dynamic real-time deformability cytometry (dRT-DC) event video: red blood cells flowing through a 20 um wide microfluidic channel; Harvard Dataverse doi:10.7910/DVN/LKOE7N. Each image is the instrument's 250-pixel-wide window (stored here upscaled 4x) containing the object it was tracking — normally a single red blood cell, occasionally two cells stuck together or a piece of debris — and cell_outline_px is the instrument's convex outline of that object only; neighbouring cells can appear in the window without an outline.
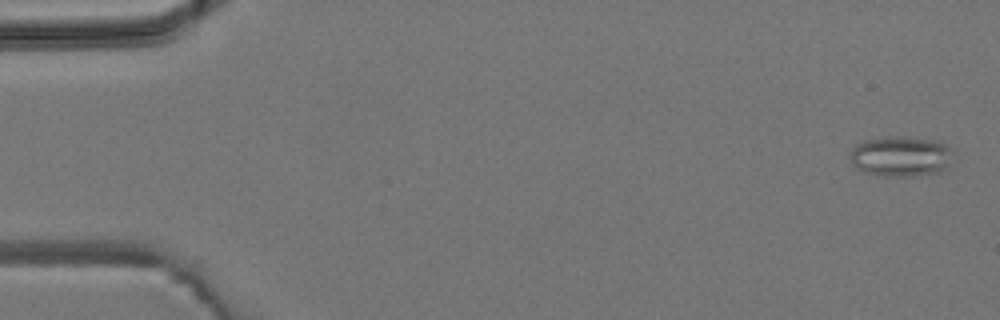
{"species": "common noctule bat (a hibernating species)", "species_latin": "Nyctalus noctula", "temperature_condition": "room temperature", "stored_images_in_passage": 4, "camera_frame_rate_fps": 3000, "um_per_image_px": 0.085, "animal": {"sex": "male", "body_mass_g": 19.2, "forearm_length_mm": 51.8}, "frame": {"image": 1, "passage_image": 1, "time_ms": 0.0, "image_size_px": [1000, 320], "cell_outline_px": [[948, 168], [940, 172], [908, 176], [884, 176], [864, 172], [856, 168], [852, 164], [852, 148], [856, 144], [864, 140], [884, 136], [896, 136], [940, 140], [948, 144]], "centroid_in_image_um": [76.54, 13.27], "position_along_channel_um": 8.5, "area_um2": 24.1}}
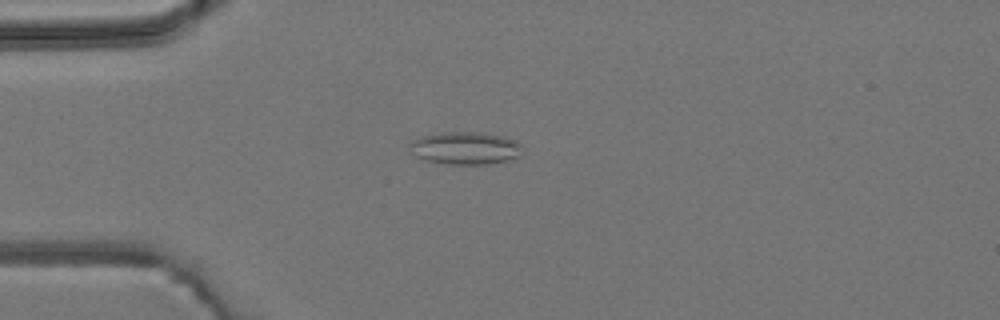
{"frame": {"image": 2, "passage_image": 4, "time_ms": 4.0, "image_size_px": [1000, 320], "cell_outline_px": [[520, 156], [508, 160], [488, 164], [444, 164], [424, 160], [416, 156], [408, 144], [412, 140], [420, 136], [440, 132], [484, 132], [504, 136], [516, 140], [520, 144]], "centroid_in_image_um": [39.53, 12.58], "position_along_channel_um": 45.5, "area_um2": 21.62}}